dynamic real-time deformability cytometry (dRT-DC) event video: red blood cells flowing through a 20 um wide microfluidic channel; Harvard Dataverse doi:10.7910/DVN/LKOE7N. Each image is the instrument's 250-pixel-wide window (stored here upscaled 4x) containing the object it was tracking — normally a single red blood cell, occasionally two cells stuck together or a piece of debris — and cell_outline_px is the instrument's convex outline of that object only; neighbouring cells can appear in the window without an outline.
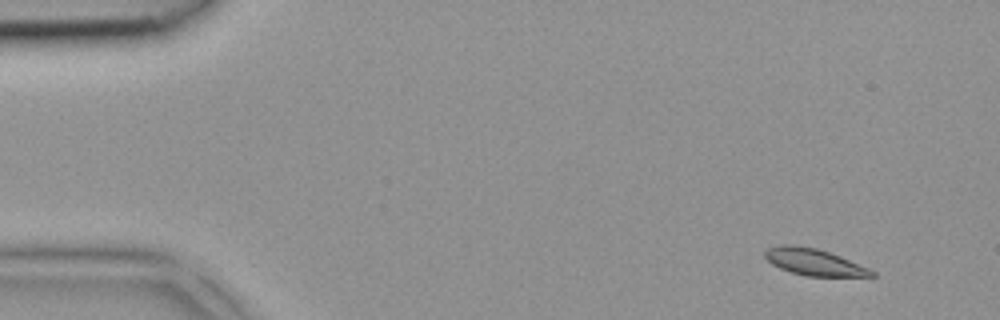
{"species": "common noctule bat (a hibernating species)", "species_latin": "Nyctalus noctula", "temperature_condition": "room temperature", "stored_images_in_passage": 5, "camera_frame_rate_fps": 3000, "um_per_image_px": 0.085, "animal": {"sex": "female", "body_mass_g": 18.4}, "frame": {"image": 1, "passage_image": 1, "time_ms": 0.0, "image_size_px": [1000, 320], "cell_outline_px": [[876, 276], [808, 276], [792, 272], [780, 268], [772, 264], [764, 256], [764, 252], [768, 248], [780, 244], [792, 244], [816, 248], [840, 256], [868, 268], [876, 272]], "centroid_in_image_um": [69.17, 22.26], "position_along_channel_um": 15.8, "area_um2": 16.42}}
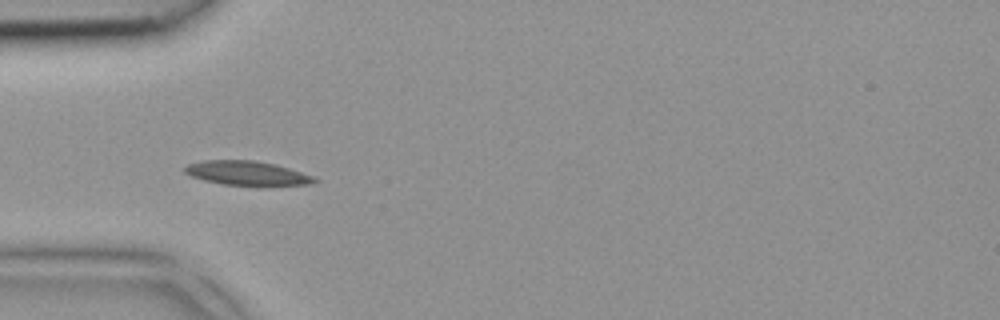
{"frame": {"image": 2, "passage_image": 4, "time_ms": 1.0, "image_size_px": [1000, 320], "cell_outline_px": [[320, 180], [312, 184], [260, 188], [224, 184], [204, 180], [192, 176], [184, 172], [184, 168], [188, 164], [204, 160], [256, 160], [276, 164], [312, 176]], "centroid_in_image_um": [21.07, 14.76], "position_along_channel_um": 63.9, "area_um2": 19.02}}